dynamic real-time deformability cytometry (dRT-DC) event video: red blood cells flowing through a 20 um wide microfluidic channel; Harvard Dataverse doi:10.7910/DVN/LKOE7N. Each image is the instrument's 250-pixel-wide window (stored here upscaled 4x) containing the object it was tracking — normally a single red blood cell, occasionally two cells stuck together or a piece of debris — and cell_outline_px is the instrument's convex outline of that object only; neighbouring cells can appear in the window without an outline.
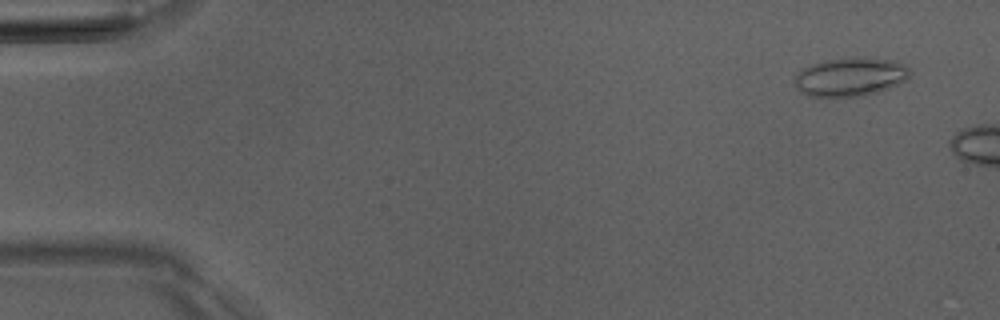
{"species": "Egyptian fruit bat (a non-hibernating species)", "species_latin": "Rousettus aegyptiacus", "temperature_condition": "room temperature", "stored_images_in_passage": 2, "camera_frame_rate_fps": 3000, "um_per_image_px": 0.085, "animal": {"sex": "male"}, "frame": {"image": 1, "passage_image": 1, "time_ms": 0.0, "image_size_px": [1000, 320], "cell_outline_px": [[912, 72], [908, 80], [888, 88], [876, 92], [860, 96], [808, 96], [800, 92], [796, 88], [792, 80], [796, 72], [812, 64], [828, 60], [856, 56], [864, 56], [896, 60], [904, 64]], "centroid_in_image_um": [72.29, 6.51], "position_along_channel_um": 12.7, "area_um2": 26.41}}